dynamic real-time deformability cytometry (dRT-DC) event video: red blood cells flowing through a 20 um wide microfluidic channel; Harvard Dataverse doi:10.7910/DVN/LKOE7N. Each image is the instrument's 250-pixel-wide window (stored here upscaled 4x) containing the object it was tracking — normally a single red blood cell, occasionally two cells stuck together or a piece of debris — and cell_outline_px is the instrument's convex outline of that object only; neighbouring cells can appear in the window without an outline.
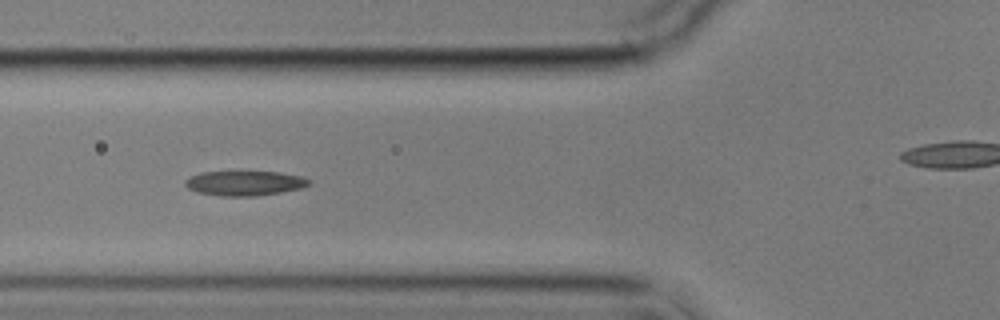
{"species": "common noctule bat (a hibernating species)", "species_latin": "Nyctalus noctula", "temperature_condition": "cold", "stored_images_in_passage": 7, "segment_of_instrument_passage": [1, 2], "camera_frame_rate_fps": 3000, "um_per_image_px": 0.085, "animal": {"sex": "male", "body_mass_g": 17.9}, "frame": {"image": 1, "passage_image": 5, "time_ms": 4.667, "image_size_px": [1000, 320], "cell_outline_px": [[312, 184], [300, 188], [280, 192], [256, 196], [220, 196], [196, 192], [188, 188], [184, 184], [184, 180], [200, 172], [280, 172], [300, 176], [312, 180]], "centroid_in_image_um": [20.79, 15.57], "position_along_channel_um": 105.0, "area_um2": 17.86}}
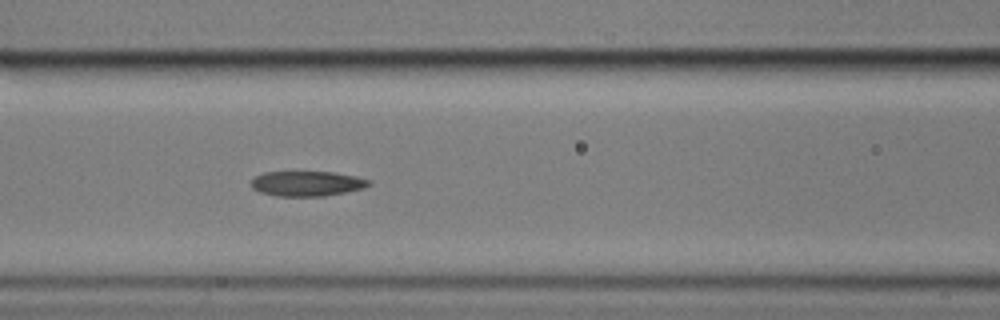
{"frame": {"image": 2, "passage_image": 6, "time_ms": 5.667, "image_size_px": [1000, 320], "cell_outline_px": [[372, 184], [364, 188], [324, 196], [280, 196], [260, 192], [252, 188], [252, 180], [256, 176], [264, 172], [332, 172], [356, 176], [372, 180]], "centroid_in_image_um": [26.14, 15.6], "position_along_channel_um": 140.5, "area_um2": 17.11}}